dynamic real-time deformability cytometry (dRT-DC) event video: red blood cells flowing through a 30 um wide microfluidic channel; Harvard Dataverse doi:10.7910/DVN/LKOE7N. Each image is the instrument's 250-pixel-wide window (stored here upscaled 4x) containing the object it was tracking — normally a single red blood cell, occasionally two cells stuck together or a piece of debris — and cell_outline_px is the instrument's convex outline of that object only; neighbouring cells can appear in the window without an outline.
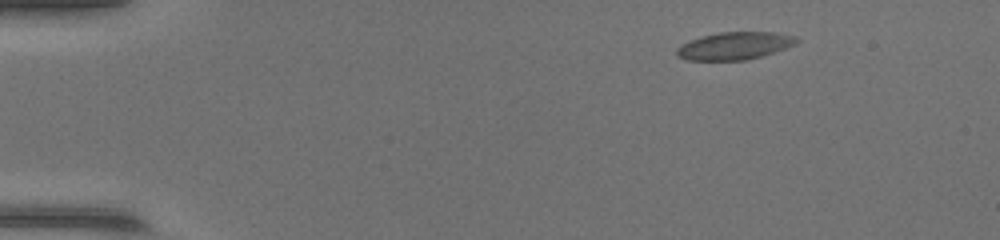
{"species": "common noctule bat (a hibernating species)", "species_latin": "Nyctalus noctula", "temperature_condition": "warm", "stored_images_in_passage": 10, "camera_frame_rate_fps": 3000, "um_per_image_px": 0.085, "animal": {"sex": "female", "body_mass_g": 17.0, "forearm_length_mm": 48.0}, "frame": {"image": 1, "passage_image": 1, "time_ms": 0.0, "image_size_px": [1000, 240], "cell_outline_px": [[800, 40], [796, 44], [748, 60], [688, 60], [676, 56], [676, 48], [680, 44], [704, 36], [720, 32], [776, 32], [796, 36]], "centroid_in_image_um": [62.44, 3.89], "position_along_channel_um": 22.6, "area_um2": 19.13}}